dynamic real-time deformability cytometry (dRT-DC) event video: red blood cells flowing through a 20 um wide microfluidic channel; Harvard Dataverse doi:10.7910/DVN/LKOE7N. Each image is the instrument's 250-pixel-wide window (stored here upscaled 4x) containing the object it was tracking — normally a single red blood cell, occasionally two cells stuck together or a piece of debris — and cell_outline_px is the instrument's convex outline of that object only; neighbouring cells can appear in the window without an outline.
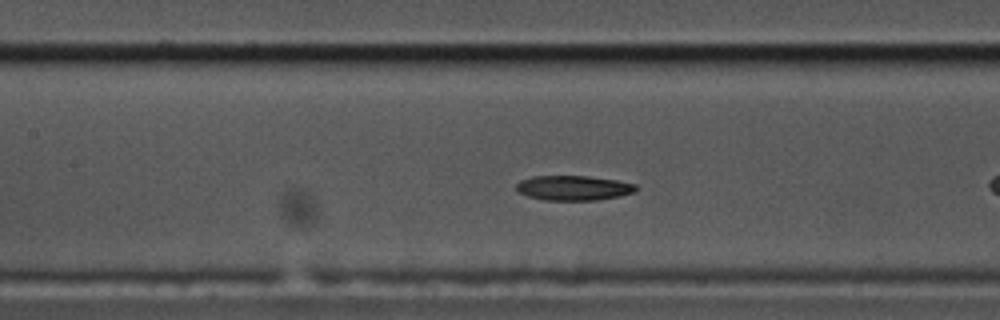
{"species": "common noctule bat (a hibernating species)", "species_latin": "Nyctalus noctula", "temperature_condition": "cold", "stored_images_in_passage": 17, "camera_frame_rate_fps": 3000, "um_per_image_px": 0.085, "animal": {"sex": "male", "body_mass_g": 17.5, "forearm_length_mm": 52.3}, "frame": {"image": 1, "passage_image": 12, "time_ms": 3.667, "image_size_px": [1000, 320], "cell_outline_px": [[636, 192], [620, 196], [596, 200], [544, 200], [528, 196], [516, 192], [516, 184], [520, 180], [532, 176], [588, 176], [616, 180], [636, 184]], "centroid_in_image_um": [48.72, 15.97], "position_along_channel_um": 158.7, "area_um2": 17.4}}
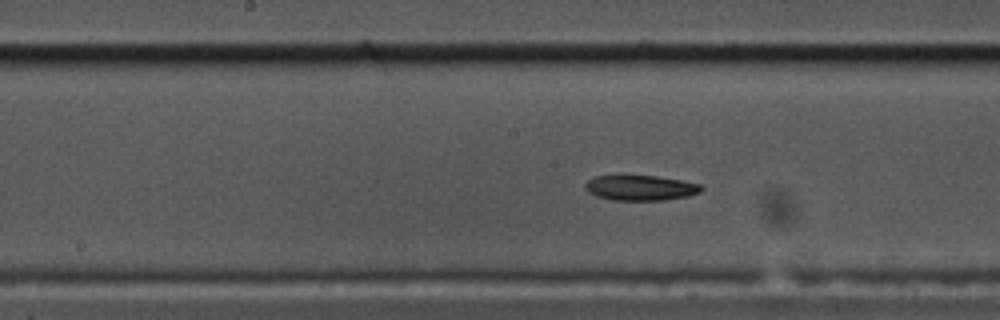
{"frame": {"image": 2, "passage_image": 15, "time_ms": 4.667, "image_size_px": [1000, 320], "cell_outline_px": [[704, 188], [700, 192], [688, 196], [664, 200], [612, 200], [596, 196], [588, 192], [584, 188], [584, 184], [588, 180], [596, 176], [656, 176], [680, 180], [700, 184]], "centroid_in_image_um": [54.43, 15.97], "position_along_channel_um": 193.8, "area_um2": 16.99}}